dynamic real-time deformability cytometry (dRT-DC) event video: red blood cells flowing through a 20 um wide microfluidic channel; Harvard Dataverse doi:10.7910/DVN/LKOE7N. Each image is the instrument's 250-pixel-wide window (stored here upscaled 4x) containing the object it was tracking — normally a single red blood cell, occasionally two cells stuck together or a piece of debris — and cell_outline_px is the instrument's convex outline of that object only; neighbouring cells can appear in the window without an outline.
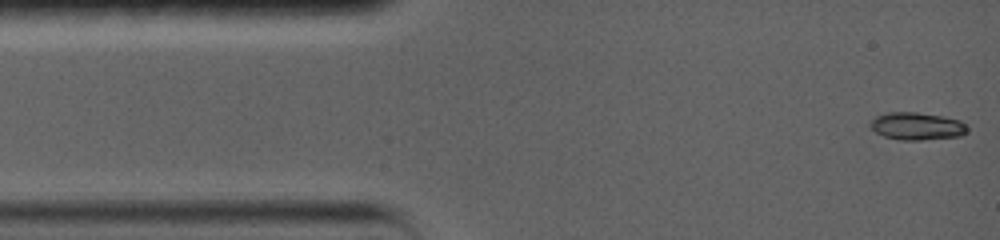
{"species": "common noctule bat (a hibernating species)", "species_latin": "Nyctalus noctula", "temperature_condition": "warm", "stored_images_in_passage": 8, "camera_frame_rate_fps": 5000, "um_per_image_px": 0.085, "animal": {"sex": "female", "body_mass_g": 19.0, "forearm_length_mm": 56.7}, "frame": {"image": 1, "passage_image": 1, "time_ms": 0.0, "image_size_px": [1000, 240], "cell_outline_px": [[968, 132], [960, 136], [920, 140], [900, 140], [884, 136], [876, 132], [868, 124], [876, 116], [888, 112], [916, 112], [944, 116], [960, 120], [968, 128]], "centroid_in_image_um": [77.95, 10.72], "position_along_channel_um": 7.1, "area_um2": 15.61}}